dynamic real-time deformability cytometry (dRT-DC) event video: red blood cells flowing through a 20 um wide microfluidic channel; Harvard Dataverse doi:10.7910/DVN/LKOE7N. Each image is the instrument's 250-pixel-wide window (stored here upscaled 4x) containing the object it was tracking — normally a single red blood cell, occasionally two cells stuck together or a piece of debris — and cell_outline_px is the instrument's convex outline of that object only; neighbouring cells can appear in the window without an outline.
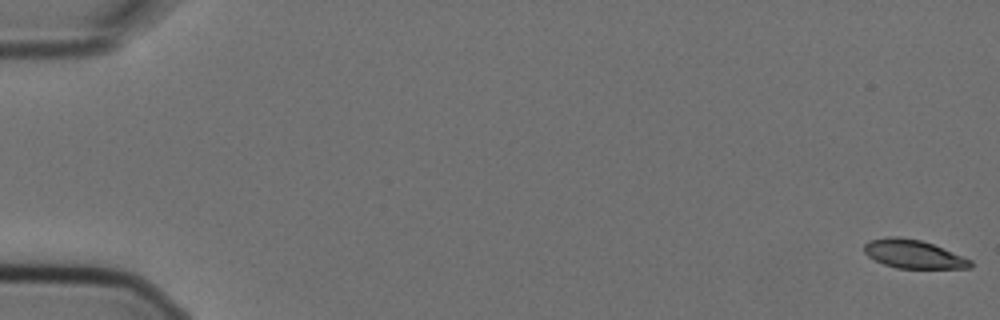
{"species": "Egyptian fruit bat (a non-hibernating species)", "species_latin": "Rousettus aegyptiacus", "temperature_condition": "cold", "stored_images_in_passage": 5, "camera_frame_rate_fps": 3000, "um_per_image_px": 0.085, "animal": {"sex": "female"}, "frame": {"image": 1, "passage_image": 1, "time_ms": 0.0, "image_size_px": [1000, 320], "cell_outline_px": [[972, 268], [896, 268], [884, 264], [868, 256], [864, 252], [864, 244], [868, 240], [896, 236], [920, 240], [932, 244], [972, 260]], "centroid_in_image_um": [77.62, 21.6], "position_along_channel_um": 7.4, "area_um2": 17.4}}
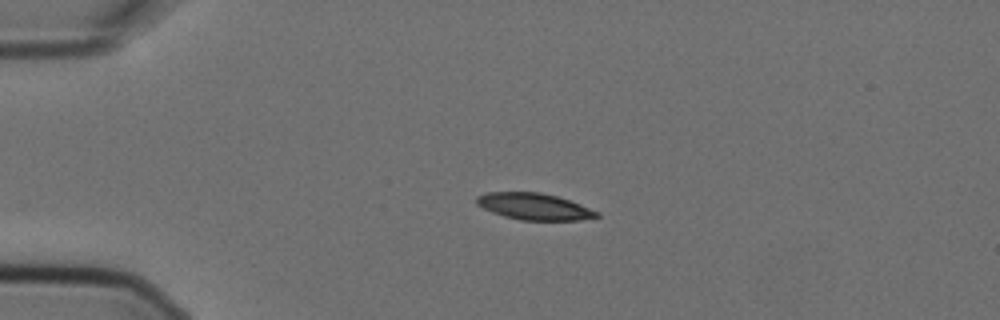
{"frame": {"image": 2, "passage_image": 4, "time_ms": 1.0, "image_size_px": [1000, 320], "cell_outline_px": [[600, 216], [580, 220], [520, 220], [504, 216], [492, 212], [476, 204], [476, 196], [488, 192], [540, 192], [556, 196], [580, 204], [600, 212]], "centroid_in_image_um": [45.4, 17.55], "position_along_channel_um": 39.6, "area_um2": 18.55}}